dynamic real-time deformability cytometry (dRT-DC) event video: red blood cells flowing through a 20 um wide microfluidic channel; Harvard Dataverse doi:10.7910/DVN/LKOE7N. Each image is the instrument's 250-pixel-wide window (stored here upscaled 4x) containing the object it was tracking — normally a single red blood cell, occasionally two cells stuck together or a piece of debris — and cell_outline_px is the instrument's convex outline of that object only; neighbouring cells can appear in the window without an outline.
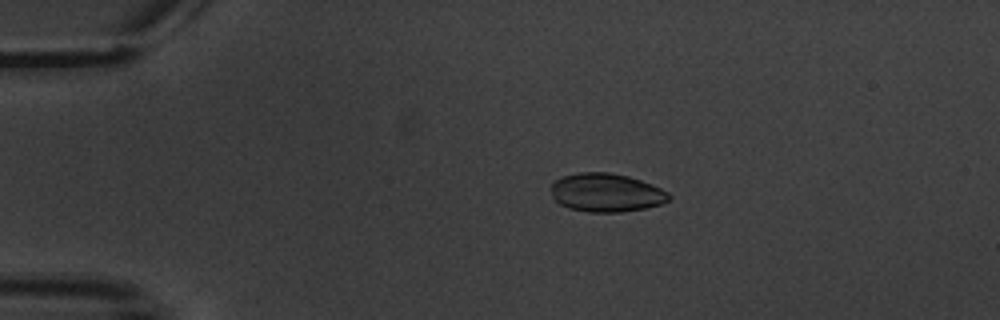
{"species": "common noctule bat (a hibernating species)", "species_latin": "Nyctalus noctula", "temperature_condition": "warm", "stored_images_in_passage": 2, "camera_frame_rate_fps": 3000, "um_per_image_px": 0.085, "animal": {"sex": "male", "body_mass_g": 20.1, "forearm_length_mm": 53.5}, "frame": {"image": 1, "passage_image": 1, "time_ms": 0.0, "image_size_px": [1000, 320], "cell_outline_px": [[672, 196], [668, 200], [660, 204], [644, 208], [620, 212], [588, 212], [568, 208], [560, 204], [552, 196], [552, 184], [556, 180], [564, 176], [580, 172], [608, 172], [628, 176], [652, 184], [668, 192]], "centroid_in_image_um": [51.54, 16.37], "position_along_channel_um": 33.5, "area_um2": 26.3}}